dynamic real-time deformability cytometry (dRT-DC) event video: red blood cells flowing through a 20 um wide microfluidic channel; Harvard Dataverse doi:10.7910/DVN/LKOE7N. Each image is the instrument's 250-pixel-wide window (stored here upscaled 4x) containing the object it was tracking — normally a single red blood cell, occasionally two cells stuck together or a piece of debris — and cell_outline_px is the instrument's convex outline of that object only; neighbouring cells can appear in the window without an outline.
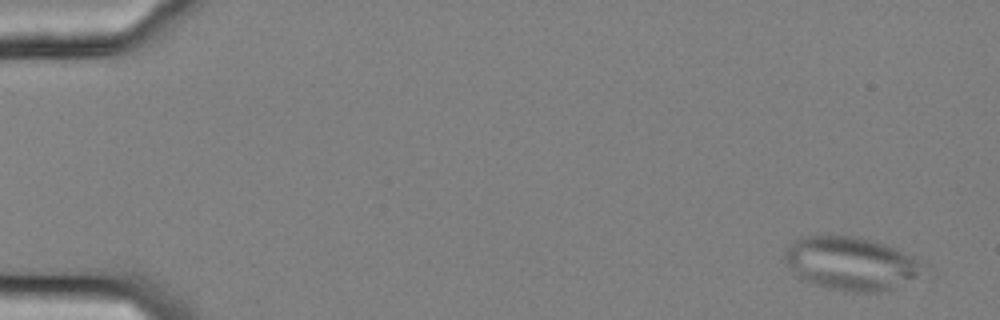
{"species": "common noctule bat (a hibernating species)", "species_latin": "Nyctalus noctula", "temperature_condition": "cold", "stored_images_in_passage": 16, "camera_frame_rate_fps": 3000, "um_per_image_px": 0.085, "animal": {"sex": "female", "body_mass_g": 25.1}, "frame": {"image": 1, "passage_image": 3, "time_ms": 0.667, "image_size_px": [1000, 320], "cell_outline_px": [[920, 264], [916, 276], [892, 288], [880, 292], [852, 292], [832, 288], [800, 280], [796, 276], [784, 260], [784, 252], [788, 244], [792, 240], [800, 236], [856, 236], [884, 244], [896, 248], [916, 260]], "centroid_in_image_um": [72.18, 22.38], "position_along_channel_um": 12.8, "area_um2": 42.19}}